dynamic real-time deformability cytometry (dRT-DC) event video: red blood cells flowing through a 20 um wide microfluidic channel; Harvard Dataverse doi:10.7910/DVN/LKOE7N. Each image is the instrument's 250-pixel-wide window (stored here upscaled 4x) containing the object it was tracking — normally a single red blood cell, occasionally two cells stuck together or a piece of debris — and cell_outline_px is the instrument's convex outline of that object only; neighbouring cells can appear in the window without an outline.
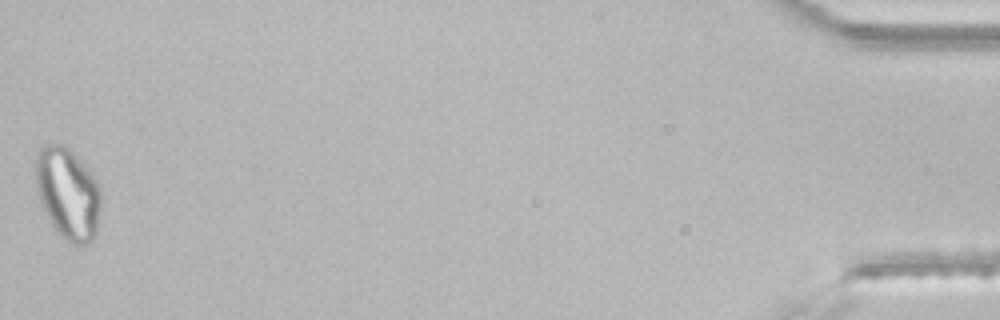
{"species": "common noctule bat (a hibernating species)", "species_latin": "Nyctalus noctula", "temperature_condition": "room temperature", "stored_images_in_passage": 44, "segment_of_instrument_passage": [2, 2], "camera_frame_rate_fps": 3000, "um_per_image_px": 0.085, "animal": {"sex": "male", "body_mass_g": 21.5, "forearm_length_mm": 52.0}, "frame": {"image": 1, "passage_image": 44, "time_ms": 14.333, "image_size_px": [1000, 320], "cell_outline_px": [[100, 208], [96, 236], [92, 244], [72, 244], [64, 240], [56, 232], [40, 200], [36, 188], [36, 152], [44, 144], [64, 144], [92, 172], [100, 184]], "centroid_in_image_um": [5.79, 16.46], "position_along_channel_um": 429.4, "area_um2": 35.2}}